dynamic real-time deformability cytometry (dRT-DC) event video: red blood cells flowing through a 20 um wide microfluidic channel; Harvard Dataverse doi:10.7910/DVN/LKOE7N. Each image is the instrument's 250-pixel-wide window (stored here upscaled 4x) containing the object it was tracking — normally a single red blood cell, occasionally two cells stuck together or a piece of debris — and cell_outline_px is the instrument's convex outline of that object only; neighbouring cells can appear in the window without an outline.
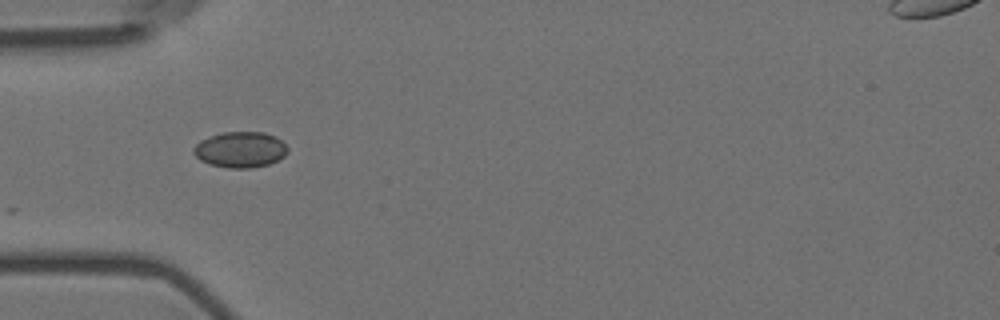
{"species": "Egyptian fruit bat (a non-hibernating species)", "species_latin": "Rousettus aegyptiacus", "temperature_condition": "room temperature", "stored_images_in_passage": 40, "camera_frame_rate_fps": 3000, "um_per_image_px": 0.085, "animal": {"sex": "female"}, "frame": {"image": 1, "passage_image": 1, "time_ms": 0.0, "image_size_px": [1000, 320], "cell_outline_px": [[288, 152], [284, 156], [268, 164], [248, 168], [228, 168], [208, 164], [200, 160], [192, 152], [192, 148], [200, 140], [224, 132], [264, 132], [276, 136], [288, 148]], "centroid_in_image_um": [20.41, 12.72], "position_along_channel_um": 64.6, "area_um2": 19.59}}
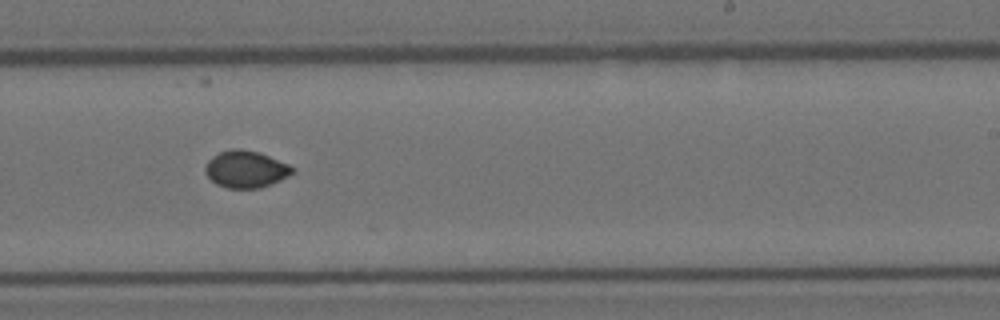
{"frame": {"image": 2, "passage_image": 18, "time_ms": 5.667, "image_size_px": [1000, 320], "cell_outline_px": [[296, 172], [272, 184], [260, 188], [228, 188], [216, 184], [204, 172], [204, 168], [208, 160], [212, 156], [220, 152], [232, 148], [240, 148], [260, 152], [288, 164], [296, 168]], "centroid_in_image_um": [20.91, 14.37], "position_along_channel_um": 268.1, "area_um2": 19.02}}
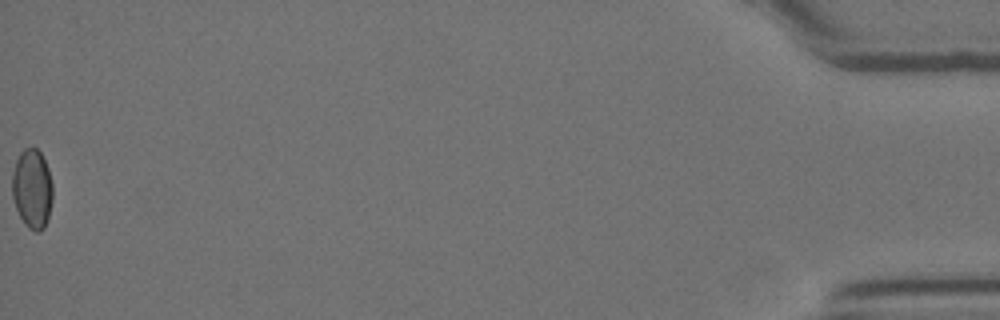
{"frame": {"image": 3, "passage_image": 40, "time_ms": 13.0, "image_size_px": [1000, 320], "cell_outline_px": [[52, 200], [48, 216], [44, 228], [40, 232], [36, 232], [28, 228], [24, 224], [16, 208], [12, 196], [12, 172], [16, 160], [20, 152], [24, 148], [32, 144], [40, 152], [48, 168], [52, 184]], "centroid_in_image_um": [2.72, 16.02], "position_along_channel_um": 432.5, "area_um2": 18.96}, "authors_computed_cell_mechanics": {"area_um2": 18.6116, "velocity_mm_per_s": 3.601, "shape_relaxation_time_tau1_ms": null, "shape_relaxation_time_tau2_ms": 1.1674, "deformation_change_tau1": null, "deformation_change_tau2": 0.0249}}